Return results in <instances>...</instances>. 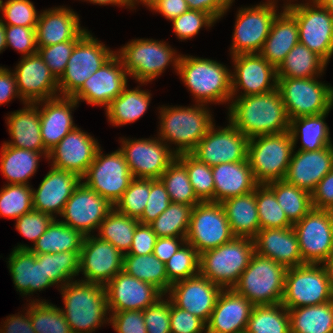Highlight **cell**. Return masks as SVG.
Instances as JSON below:
<instances>
[{
  "instance_id": "obj_1",
  "label": "cell",
  "mask_w": 333,
  "mask_h": 333,
  "mask_svg": "<svg viewBox=\"0 0 333 333\" xmlns=\"http://www.w3.org/2000/svg\"><path fill=\"white\" fill-rule=\"evenodd\" d=\"M229 107V121L249 139L289 131L290 119L278 88L238 96Z\"/></svg>"
},
{
  "instance_id": "obj_2",
  "label": "cell",
  "mask_w": 333,
  "mask_h": 333,
  "mask_svg": "<svg viewBox=\"0 0 333 333\" xmlns=\"http://www.w3.org/2000/svg\"><path fill=\"white\" fill-rule=\"evenodd\" d=\"M60 289L65 305L61 311L72 333H92L105 321L110 323L105 320L109 309L103 285L75 280Z\"/></svg>"
},
{
  "instance_id": "obj_3",
  "label": "cell",
  "mask_w": 333,
  "mask_h": 333,
  "mask_svg": "<svg viewBox=\"0 0 333 333\" xmlns=\"http://www.w3.org/2000/svg\"><path fill=\"white\" fill-rule=\"evenodd\" d=\"M231 73L210 59L180 55L177 74L199 104L232 100Z\"/></svg>"
},
{
  "instance_id": "obj_4",
  "label": "cell",
  "mask_w": 333,
  "mask_h": 333,
  "mask_svg": "<svg viewBox=\"0 0 333 333\" xmlns=\"http://www.w3.org/2000/svg\"><path fill=\"white\" fill-rule=\"evenodd\" d=\"M194 107H161L159 138L177 145L174 153H191L213 125L212 116L205 104ZM167 141V142H166Z\"/></svg>"
},
{
  "instance_id": "obj_5",
  "label": "cell",
  "mask_w": 333,
  "mask_h": 333,
  "mask_svg": "<svg viewBox=\"0 0 333 333\" xmlns=\"http://www.w3.org/2000/svg\"><path fill=\"white\" fill-rule=\"evenodd\" d=\"M254 252L253 239L234 237L200 254L199 274L222 289H232L248 267Z\"/></svg>"
},
{
  "instance_id": "obj_6",
  "label": "cell",
  "mask_w": 333,
  "mask_h": 333,
  "mask_svg": "<svg viewBox=\"0 0 333 333\" xmlns=\"http://www.w3.org/2000/svg\"><path fill=\"white\" fill-rule=\"evenodd\" d=\"M287 268L254 252L248 267L232 288L253 305L282 303Z\"/></svg>"
},
{
  "instance_id": "obj_7",
  "label": "cell",
  "mask_w": 333,
  "mask_h": 333,
  "mask_svg": "<svg viewBox=\"0 0 333 333\" xmlns=\"http://www.w3.org/2000/svg\"><path fill=\"white\" fill-rule=\"evenodd\" d=\"M293 150L290 131L249 139L247 160L256 182L284 180Z\"/></svg>"
},
{
  "instance_id": "obj_8",
  "label": "cell",
  "mask_w": 333,
  "mask_h": 333,
  "mask_svg": "<svg viewBox=\"0 0 333 333\" xmlns=\"http://www.w3.org/2000/svg\"><path fill=\"white\" fill-rule=\"evenodd\" d=\"M121 48L116 54L120 57L127 74L141 84L161 75L170 62L178 71L180 55H176V51L163 41L135 39Z\"/></svg>"
},
{
  "instance_id": "obj_9",
  "label": "cell",
  "mask_w": 333,
  "mask_h": 333,
  "mask_svg": "<svg viewBox=\"0 0 333 333\" xmlns=\"http://www.w3.org/2000/svg\"><path fill=\"white\" fill-rule=\"evenodd\" d=\"M316 78H278L277 88L290 120L331 110L333 87Z\"/></svg>"
},
{
  "instance_id": "obj_10",
  "label": "cell",
  "mask_w": 333,
  "mask_h": 333,
  "mask_svg": "<svg viewBox=\"0 0 333 333\" xmlns=\"http://www.w3.org/2000/svg\"><path fill=\"white\" fill-rule=\"evenodd\" d=\"M305 263L287 268L282 305L287 309L327 303L333 300L322 265ZM322 266V267H321Z\"/></svg>"
},
{
  "instance_id": "obj_11",
  "label": "cell",
  "mask_w": 333,
  "mask_h": 333,
  "mask_svg": "<svg viewBox=\"0 0 333 333\" xmlns=\"http://www.w3.org/2000/svg\"><path fill=\"white\" fill-rule=\"evenodd\" d=\"M115 53L87 31L76 42L66 69L58 79V95L72 97Z\"/></svg>"
},
{
  "instance_id": "obj_12",
  "label": "cell",
  "mask_w": 333,
  "mask_h": 333,
  "mask_svg": "<svg viewBox=\"0 0 333 333\" xmlns=\"http://www.w3.org/2000/svg\"><path fill=\"white\" fill-rule=\"evenodd\" d=\"M297 20L299 43L320 56L326 63L333 55V15L318 1L312 4L284 5Z\"/></svg>"
},
{
  "instance_id": "obj_13",
  "label": "cell",
  "mask_w": 333,
  "mask_h": 333,
  "mask_svg": "<svg viewBox=\"0 0 333 333\" xmlns=\"http://www.w3.org/2000/svg\"><path fill=\"white\" fill-rule=\"evenodd\" d=\"M81 179H86L83 183L87 187L114 206L134 177L119 149L104 156L99 148L95 159Z\"/></svg>"
},
{
  "instance_id": "obj_14",
  "label": "cell",
  "mask_w": 333,
  "mask_h": 333,
  "mask_svg": "<svg viewBox=\"0 0 333 333\" xmlns=\"http://www.w3.org/2000/svg\"><path fill=\"white\" fill-rule=\"evenodd\" d=\"M234 237L221 203L206 201L193 207L186 242L199 254L217 248Z\"/></svg>"
},
{
  "instance_id": "obj_15",
  "label": "cell",
  "mask_w": 333,
  "mask_h": 333,
  "mask_svg": "<svg viewBox=\"0 0 333 333\" xmlns=\"http://www.w3.org/2000/svg\"><path fill=\"white\" fill-rule=\"evenodd\" d=\"M122 152L134 178L159 179L177 155L169 145L158 139L122 138Z\"/></svg>"
},
{
  "instance_id": "obj_16",
  "label": "cell",
  "mask_w": 333,
  "mask_h": 333,
  "mask_svg": "<svg viewBox=\"0 0 333 333\" xmlns=\"http://www.w3.org/2000/svg\"><path fill=\"white\" fill-rule=\"evenodd\" d=\"M214 126L215 124L210 127L191 154L211 167L221 163L246 161L249 138L230 121L224 128L216 130Z\"/></svg>"
},
{
  "instance_id": "obj_17",
  "label": "cell",
  "mask_w": 333,
  "mask_h": 333,
  "mask_svg": "<svg viewBox=\"0 0 333 333\" xmlns=\"http://www.w3.org/2000/svg\"><path fill=\"white\" fill-rule=\"evenodd\" d=\"M275 8L267 2L254 7L240 8L236 15L233 43L230 48L232 56L260 52L277 16Z\"/></svg>"
},
{
  "instance_id": "obj_18",
  "label": "cell",
  "mask_w": 333,
  "mask_h": 333,
  "mask_svg": "<svg viewBox=\"0 0 333 333\" xmlns=\"http://www.w3.org/2000/svg\"><path fill=\"white\" fill-rule=\"evenodd\" d=\"M304 263L322 264L333 254V232L326 209L312 208L293 224Z\"/></svg>"
},
{
  "instance_id": "obj_19",
  "label": "cell",
  "mask_w": 333,
  "mask_h": 333,
  "mask_svg": "<svg viewBox=\"0 0 333 333\" xmlns=\"http://www.w3.org/2000/svg\"><path fill=\"white\" fill-rule=\"evenodd\" d=\"M114 208L106 199L87 187L83 182L74 189L61 214L62 223L89 236L92 230L99 229L101 222Z\"/></svg>"
},
{
  "instance_id": "obj_20",
  "label": "cell",
  "mask_w": 333,
  "mask_h": 333,
  "mask_svg": "<svg viewBox=\"0 0 333 333\" xmlns=\"http://www.w3.org/2000/svg\"><path fill=\"white\" fill-rule=\"evenodd\" d=\"M123 255L110 242L99 237L85 236L79 260V272H83L84 282L105 286L116 274L123 270Z\"/></svg>"
},
{
  "instance_id": "obj_21",
  "label": "cell",
  "mask_w": 333,
  "mask_h": 333,
  "mask_svg": "<svg viewBox=\"0 0 333 333\" xmlns=\"http://www.w3.org/2000/svg\"><path fill=\"white\" fill-rule=\"evenodd\" d=\"M127 72L120 57L115 53L98 71L93 73L72 96L88 104L105 106L116 99L127 87Z\"/></svg>"
},
{
  "instance_id": "obj_22",
  "label": "cell",
  "mask_w": 333,
  "mask_h": 333,
  "mask_svg": "<svg viewBox=\"0 0 333 333\" xmlns=\"http://www.w3.org/2000/svg\"><path fill=\"white\" fill-rule=\"evenodd\" d=\"M232 60L235 66V72L231 73L232 98L241 87L244 94L240 96L244 97L277 89V69L259 53L237 54L232 56Z\"/></svg>"
},
{
  "instance_id": "obj_23",
  "label": "cell",
  "mask_w": 333,
  "mask_h": 333,
  "mask_svg": "<svg viewBox=\"0 0 333 333\" xmlns=\"http://www.w3.org/2000/svg\"><path fill=\"white\" fill-rule=\"evenodd\" d=\"M104 287L109 312L145 310L164 296L154 285L143 282L123 270Z\"/></svg>"
},
{
  "instance_id": "obj_24",
  "label": "cell",
  "mask_w": 333,
  "mask_h": 333,
  "mask_svg": "<svg viewBox=\"0 0 333 333\" xmlns=\"http://www.w3.org/2000/svg\"><path fill=\"white\" fill-rule=\"evenodd\" d=\"M20 100L40 104L57 97L58 80L37 53L23 57L14 70Z\"/></svg>"
},
{
  "instance_id": "obj_25",
  "label": "cell",
  "mask_w": 333,
  "mask_h": 333,
  "mask_svg": "<svg viewBox=\"0 0 333 333\" xmlns=\"http://www.w3.org/2000/svg\"><path fill=\"white\" fill-rule=\"evenodd\" d=\"M223 289L200 274L173 283L168 295L178 308L208 322L220 292Z\"/></svg>"
},
{
  "instance_id": "obj_26",
  "label": "cell",
  "mask_w": 333,
  "mask_h": 333,
  "mask_svg": "<svg viewBox=\"0 0 333 333\" xmlns=\"http://www.w3.org/2000/svg\"><path fill=\"white\" fill-rule=\"evenodd\" d=\"M99 148L92 136L75 127L49 151L47 159H52V167L73 172L82 178Z\"/></svg>"
},
{
  "instance_id": "obj_27",
  "label": "cell",
  "mask_w": 333,
  "mask_h": 333,
  "mask_svg": "<svg viewBox=\"0 0 333 333\" xmlns=\"http://www.w3.org/2000/svg\"><path fill=\"white\" fill-rule=\"evenodd\" d=\"M332 169L333 145L316 151L293 150L284 180L311 194L320 180Z\"/></svg>"
},
{
  "instance_id": "obj_28",
  "label": "cell",
  "mask_w": 333,
  "mask_h": 333,
  "mask_svg": "<svg viewBox=\"0 0 333 333\" xmlns=\"http://www.w3.org/2000/svg\"><path fill=\"white\" fill-rule=\"evenodd\" d=\"M254 305L233 289H223L204 333H245Z\"/></svg>"
},
{
  "instance_id": "obj_29",
  "label": "cell",
  "mask_w": 333,
  "mask_h": 333,
  "mask_svg": "<svg viewBox=\"0 0 333 333\" xmlns=\"http://www.w3.org/2000/svg\"><path fill=\"white\" fill-rule=\"evenodd\" d=\"M82 179L75 173L51 167L37 190L33 191V209L61 216L65 204Z\"/></svg>"
},
{
  "instance_id": "obj_30",
  "label": "cell",
  "mask_w": 333,
  "mask_h": 333,
  "mask_svg": "<svg viewBox=\"0 0 333 333\" xmlns=\"http://www.w3.org/2000/svg\"><path fill=\"white\" fill-rule=\"evenodd\" d=\"M79 21L78 14L63 6L43 11L36 26L37 46L78 41L87 32L80 27Z\"/></svg>"
},
{
  "instance_id": "obj_31",
  "label": "cell",
  "mask_w": 333,
  "mask_h": 333,
  "mask_svg": "<svg viewBox=\"0 0 333 333\" xmlns=\"http://www.w3.org/2000/svg\"><path fill=\"white\" fill-rule=\"evenodd\" d=\"M254 250L286 268L305 264L293 227L260 229L253 238Z\"/></svg>"
},
{
  "instance_id": "obj_32",
  "label": "cell",
  "mask_w": 333,
  "mask_h": 333,
  "mask_svg": "<svg viewBox=\"0 0 333 333\" xmlns=\"http://www.w3.org/2000/svg\"><path fill=\"white\" fill-rule=\"evenodd\" d=\"M44 106L40 112V131L44 147L50 151L75 127L72 109L78 102L72 97L58 96L40 101Z\"/></svg>"
},
{
  "instance_id": "obj_33",
  "label": "cell",
  "mask_w": 333,
  "mask_h": 333,
  "mask_svg": "<svg viewBox=\"0 0 333 333\" xmlns=\"http://www.w3.org/2000/svg\"><path fill=\"white\" fill-rule=\"evenodd\" d=\"M8 259L13 283L23 296L54 285L48 276H45L43 254H34L30 249L14 248Z\"/></svg>"
},
{
  "instance_id": "obj_34",
  "label": "cell",
  "mask_w": 333,
  "mask_h": 333,
  "mask_svg": "<svg viewBox=\"0 0 333 333\" xmlns=\"http://www.w3.org/2000/svg\"><path fill=\"white\" fill-rule=\"evenodd\" d=\"M214 202L253 192L258 185L248 160L221 163L212 167Z\"/></svg>"
},
{
  "instance_id": "obj_35",
  "label": "cell",
  "mask_w": 333,
  "mask_h": 333,
  "mask_svg": "<svg viewBox=\"0 0 333 333\" xmlns=\"http://www.w3.org/2000/svg\"><path fill=\"white\" fill-rule=\"evenodd\" d=\"M22 110L12 112L7 117L11 142L5 144L41 152L48 158L49 151L44 147L40 131V112L36 103H26Z\"/></svg>"
},
{
  "instance_id": "obj_36",
  "label": "cell",
  "mask_w": 333,
  "mask_h": 333,
  "mask_svg": "<svg viewBox=\"0 0 333 333\" xmlns=\"http://www.w3.org/2000/svg\"><path fill=\"white\" fill-rule=\"evenodd\" d=\"M297 43H299L297 20L289 11H283L273 20L269 35L259 54L277 69Z\"/></svg>"
},
{
  "instance_id": "obj_37",
  "label": "cell",
  "mask_w": 333,
  "mask_h": 333,
  "mask_svg": "<svg viewBox=\"0 0 333 333\" xmlns=\"http://www.w3.org/2000/svg\"><path fill=\"white\" fill-rule=\"evenodd\" d=\"M235 237L253 239L260 230L256 203V188L248 194L232 197L221 202Z\"/></svg>"
},
{
  "instance_id": "obj_38",
  "label": "cell",
  "mask_w": 333,
  "mask_h": 333,
  "mask_svg": "<svg viewBox=\"0 0 333 333\" xmlns=\"http://www.w3.org/2000/svg\"><path fill=\"white\" fill-rule=\"evenodd\" d=\"M84 237L79 231L54 219L33 247L21 244L15 249H30L34 254L81 251Z\"/></svg>"
},
{
  "instance_id": "obj_39",
  "label": "cell",
  "mask_w": 333,
  "mask_h": 333,
  "mask_svg": "<svg viewBox=\"0 0 333 333\" xmlns=\"http://www.w3.org/2000/svg\"><path fill=\"white\" fill-rule=\"evenodd\" d=\"M41 152L2 145L0 171L8 179V184H28V179L35 174Z\"/></svg>"
},
{
  "instance_id": "obj_40",
  "label": "cell",
  "mask_w": 333,
  "mask_h": 333,
  "mask_svg": "<svg viewBox=\"0 0 333 333\" xmlns=\"http://www.w3.org/2000/svg\"><path fill=\"white\" fill-rule=\"evenodd\" d=\"M324 112L318 115L302 116L290 120L289 131L293 140V148L296 146L299 133L301 134L302 145L299 151H316L321 148L333 145L330 138V131L324 122Z\"/></svg>"
},
{
  "instance_id": "obj_41",
  "label": "cell",
  "mask_w": 333,
  "mask_h": 333,
  "mask_svg": "<svg viewBox=\"0 0 333 333\" xmlns=\"http://www.w3.org/2000/svg\"><path fill=\"white\" fill-rule=\"evenodd\" d=\"M291 333H333V300L288 309Z\"/></svg>"
},
{
  "instance_id": "obj_42",
  "label": "cell",
  "mask_w": 333,
  "mask_h": 333,
  "mask_svg": "<svg viewBox=\"0 0 333 333\" xmlns=\"http://www.w3.org/2000/svg\"><path fill=\"white\" fill-rule=\"evenodd\" d=\"M150 99V92L139 88L129 90L126 87L106 108L108 121L113 126L137 121L147 111Z\"/></svg>"
},
{
  "instance_id": "obj_43",
  "label": "cell",
  "mask_w": 333,
  "mask_h": 333,
  "mask_svg": "<svg viewBox=\"0 0 333 333\" xmlns=\"http://www.w3.org/2000/svg\"><path fill=\"white\" fill-rule=\"evenodd\" d=\"M327 63L305 45L297 43L277 68L278 78H313L322 75ZM321 73V74H320Z\"/></svg>"
},
{
  "instance_id": "obj_44",
  "label": "cell",
  "mask_w": 333,
  "mask_h": 333,
  "mask_svg": "<svg viewBox=\"0 0 333 333\" xmlns=\"http://www.w3.org/2000/svg\"><path fill=\"white\" fill-rule=\"evenodd\" d=\"M123 271L137 279L152 284L164 295L172 285L167 278L165 263L153 253L144 255H123Z\"/></svg>"
},
{
  "instance_id": "obj_45",
  "label": "cell",
  "mask_w": 333,
  "mask_h": 333,
  "mask_svg": "<svg viewBox=\"0 0 333 333\" xmlns=\"http://www.w3.org/2000/svg\"><path fill=\"white\" fill-rule=\"evenodd\" d=\"M138 219L113 208L99 226V238L110 242L122 254L129 252Z\"/></svg>"
},
{
  "instance_id": "obj_46",
  "label": "cell",
  "mask_w": 333,
  "mask_h": 333,
  "mask_svg": "<svg viewBox=\"0 0 333 333\" xmlns=\"http://www.w3.org/2000/svg\"><path fill=\"white\" fill-rule=\"evenodd\" d=\"M245 333H291L288 309L282 303L254 305Z\"/></svg>"
},
{
  "instance_id": "obj_47",
  "label": "cell",
  "mask_w": 333,
  "mask_h": 333,
  "mask_svg": "<svg viewBox=\"0 0 333 333\" xmlns=\"http://www.w3.org/2000/svg\"><path fill=\"white\" fill-rule=\"evenodd\" d=\"M267 185L274 191L280 207L292 224L300 221L313 208L311 194L307 191L285 180L272 181Z\"/></svg>"
},
{
  "instance_id": "obj_48",
  "label": "cell",
  "mask_w": 333,
  "mask_h": 333,
  "mask_svg": "<svg viewBox=\"0 0 333 333\" xmlns=\"http://www.w3.org/2000/svg\"><path fill=\"white\" fill-rule=\"evenodd\" d=\"M159 179L164 184L172 203L195 206L201 202L194 193L185 166L177 158Z\"/></svg>"
},
{
  "instance_id": "obj_49",
  "label": "cell",
  "mask_w": 333,
  "mask_h": 333,
  "mask_svg": "<svg viewBox=\"0 0 333 333\" xmlns=\"http://www.w3.org/2000/svg\"><path fill=\"white\" fill-rule=\"evenodd\" d=\"M193 207L171 202L149 225L157 237H186Z\"/></svg>"
},
{
  "instance_id": "obj_50",
  "label": "cell",
  "mask_w": 333,
  "mask_h": 333,
  "mask_svg": "<svg viewBox=\"0 0 333 333\" xmlns=\"http://www.w3.org/2000/svg\"><path fill=\"white\" fill-rule=\"evenodd\" d=\"M49 302L34 300L29 303V316L36 333H72L60 308Z\"/></svg>"
},
{
  "instance_id": "obj_51",
  "label": "cell",
  "mask_w": 333,
  "mask_h": 333,
  "mask_svg": "<svg viewBox=\"0 0 333 333\" xmlns=\"http://www.w3.org/2000/svg\"><path fill=\"white\" fill-rule=\"evenodd\" d=\"M256 203L260 229L293 227L267 184L256 186Z\"/></svg>"
},
{
  "instance_id": "obj_52",
  "label": "cell",
  "mask_w": 333,
  "mask_h": 333,
  "mask_svg": "<svg viewBox=\"0 0 333 333\" xmlns=\"http://www.w3.org/2000/svg\"><path fill=\"white\" fill-rule=\"evenodd\" d=\"M81 251H67L43 254V270L45 276L55 285L66 283L79 275V260ZM72 279V280H71Z\"/></svg>"
},
{
  "instance_id": "obj_53",
  "label": "cell",
  "mask_w": 333,
  "mask_h": 333,
  "mask_svg": "<svg viewBox=\"0 0 333 333\" xmlns=\"http://www.w3.org/2000/svg\"><path fill=\"white\" fill-rule=\"evenodd\" d=\"M186 168L195 195L201 202H214L212 167L198 160L191 153L176 157Z\"/></svg>"
},
{
  "instance_id": "obj_54",
  "label": "cell",
  "mask_w": 333,
  "mask_h": 333,
  "mask_svg": "<svg viewBox=\"0 0 333 333\" xmlns=\"http://www.w3.org/2000/svg\"><path fill=\"white\" fill-rule=\"evenodd\" d=\"M33 189L25 184H7L0 190V216L17 219L33 209Z\"/></svg>"
},
{
  "instance_id": "obj_55",
  "label": "cell",
  "mask_w": 333,
  "mask_h": 333,
  "mask_svg": "<svg viewBox=\"0 0 333 333\" xmlns=\"http://www.w3.org/2000/svg\"><path fill=\"white\" fill-rule=\"evenodd\" d=\"M200 254L188 242L165 263L168 281L175 282L194 277L199 274Z\"/></svg>"
},
{
  "instance_id": "obj_56",
  "label": "cell",
  "mask_w": 333,
  "mask_h": 333,
  "mask_svg": "<svg viewBox=\"0 0 333 333\" xmlns=\"http://www.w3.org/2000/svg\"><path fill=\"white\" fill-rule=\"evenodd\" d=\"M150 194V179L134 178L114 208L129 217L139 219Z\"/></svg>"
},
{
  "instance_id": "obj_57",
  "label": "cell",
  "mask_w": 333,
  "mask_h": 333,
  "mask_svg": "<svg viewBox=\"0 0 333 333\" xmlns=\"http://www.w3.org/2000/svg\"><path fill=\"white\" fill-rule=\"evenodd\" d=\"M4 25L36 27L39 14L30 0H7L2 4Z\"/></svg>"
},
{
  "instance_id": "obj_58",
  "label": "cell",
  "mask_w": 333,
  "mask_h": 333,
  "mask_svg": "<svg viewBox=\"0 0 333 333\" xmlns=\"http://www.w3.org/2000/svg\"><path fill=\"white\" fill-rule=\"evenodd\" d=\"M171 21L174 33L181 40L190 39L203 26L210 27L216 22L210 14L198 10H188Z\"/></svg>"
},
{
  "instance_id": "obj_59",
  "label": "cell",
  "mask_w": 333,
  "mask_h": 333,
  "mask_svg": "<svg viewBox=\"0 0 333 333\" xmlns=\"http://www.w3.org/2000/svg\"><path fill=\"white\" fill-rule=\"evenodd\" d=\"M76 42L65 41L47 47H38V54L57 80L64 73Z\"/></svg>"
},
{
  "instance_id": "obj_60",
  "label": "cell",
  "mask_w": 333,
  "mask_h": 333,
  "mask_svg": "<svg viewBox=\"0 0 333 333\" xmlns=\"http://www.w3.org/2000/svg\"><path fill=\"white\" fill-rule=\"evenodd\" d=\"M6 47L10 46L26 57L37 53L36 27L5 25Z\"/></svg>"
},
{
  "instance_id": "obj_61",
  "label": "cell",
  "mask_w": 333,
  "mask_h": 333,
  "mask_svg": "<svg viewBox=\"0 0 333 333\" xmlns=\"http://www.w3.org/2000/svg\"><path fill=\"white\" fill-rule=\"evenodd\" d=\"M171 203L168 192L160 179H150V194L139 223H152Z\"/></svg>"
},
{
  "instance_id": "obj_62",
  "label": "cell",
  "mask_w": 333,
  "mask_h": 333,
  "mask_svg": "<svg viewBox=\"0 0 333 333\" xmlns=\"http://www.w3.org/2000/svg\"><path fill=\"white\" fill-rule=\"evenodd\" d=\"M54 219H56V216L52 217L49 214L32 209L16 219L15 228L35 244Z\"/></svg>"
},
{
  "instance_id": "obj_63",
  "label": "cell",
  "mask_w": 333,
  "mask_h": 333,
  "mask_svg": "<svg viewBox=\"0 0 333 333\" xmlns=\"http://www.w3.org/2000/svg\"><path fill=\"white\" fill-rule=\"evenodd\" d=\"M147 333H171L170 299L160 298L155 304L143 310Z\"/></svg>"
},
{
  "instance_id": "obj_64",
  "label": "cell",
  "mask_w": 333,
  "mask_h": 333,
  "mask_svg": "<svg viewBox=\"0 0 333 333\" xmlns=\"http://www.w3.org/2000/svg\"><path fill=\"white\" fill-rule=\"evenodd\" d=\"M171 333H203L206 323L190 312L176 307L170 300Z\"/></svg>"
},
{
  "instance_id": "obj_65",
  "label": "cell",
  "mask_w": 333,
  "mask_h": 333,
  "mask_svg": "<svg viewBox=\"0 0 333 333\" xmlns=\"http://www.w3.org/2000/svg\"><path fill=\"white\" fill-rule=\"evenodd\" d=\"M111 314L109 322L117 333H147L143 310H125Z\"/></svg>"
},
{
  "instance_id": "obj_66",
  "label": "cell",
  "mask_w": 333,
  "mask_h": 333,
  "mask_svg": "<svg viewBox=\"0 0 333 333\" xmlns=\"http://www.w3.org/2000/svg\"><path fill=\"white\" fill-rule=\"evenodd\" d=\"M157 238L150 225L138 223L127 254L144 255L153 253Z\"/></svg>"
},
{
  "instance_id": "obj_67",
  "label": "cell",
  "mask_w": 333,
  "mask_h": 333,
  "mask_svg": "<svg viewBox=\"0 0 333 333\" xmlns=\"http://www.w3.org/2000/svg\"><path fill=\"white\" fill-rule=\"evenodd\" d=\"M311 202L317 209L333 207V169L317 184L311 193Z\"/></svg>"
},
{
  "instance_id": "obj_68",
  "label": "cell",
  "mask_w": 333,
  "mask_h": 333,
  "mask_svg": "<svg viewBox=\"0 0 333 333\" xmlns=\"http://www.w3.org/2000/svg\"><path fill=\"white\" fill-rule=\"evenodd\" d=\"M234 0H186L189 10L210 14L216 21L230 8Z\"/></svg>"
},
{
  "instance_id": "obj_69",
  "label": "cell",
  "mask_w": 333,
  "mask_h": 333,
  "mask_svg": "<svg viewBox=\"0 0 333 333\" xmlns=\"http://www.w3.org/2000/svg\"><path fill=\"white\" fill-rule=\"evenodd\" d=\"M185 242L186 237H158L153 254L163 263H166Z\"/></svg>"
},
{
  "instance_id": "obj_70",
  "label": "cell",
  "mask_w": 333,
  "mask_h": 333,
  "mask_svg": "<svg viewBox=\"0 0 333 333\" xmlns=\"http://www.w3.org/2000/svg\"><path fill=\"white\" fill-rule=\"evenodd\" d=\"M14 96H20L14 72L0 67V105L8 103L15 98Z\"/></svg>"
},
{
  "instance_id": "obj_71",
  "label": "cell",
  "mask_w": 333,
  "mask_h": 333,
  "mask_svg": "<svg viewBox=\"0 0 333 333\" xmlns=\"http://www.w3.org/2000/svg\"><path fill=\"white\" fill-rule=\"evenodd\" d=\"M26 311L25 316L21 314L7 317L0 333H36L30 321L28 309Z\"/></svg>"
},
{
  "instance_id": "obj_72",
  "label": "cell",
  "mask_w": 333,
  "mask_h": 333,
  "mask_svg": "<svg viewBox=\"0 0 333 333\" xmlns=\"http://www.w3.org/2000/svg\"><path fill=\"white\" fill-rule=\"evenodd\" d=\"M151 10L159 12L171 21L187 12L189 8L186 0H161Z\"/></svg>"
},
{
  "instance_id": "obj_73",
  "label": "cell",
  "mask_w": 333,
  "mask_h": 333,
  "mask_svg": "<svg viewBox=\"0 0 333 333\" xmlns=\"http://www.w3.org/2000/svg\"><path fill=\"white\" fill-rule=\"evenodd\" d=\"M322 266L326 271L329 286L333 294V254L322 263Z\"/></svg>"
},
{
  "instance_id": "obj_74",
  "label": "cell",
  "mask_w": 333,
  "mask_h": 333,
  "mask_svg": "<svg viewBox=\"0 0 333 333\" xmlns=\"http://www.w3.org/2000/svg\"><path fill=\"white\" fill-rule=\"evenodd\" d=\"M87 1V0H86ZM89 2L93 4H99V5H121V6H129V8L132 7V0H88Z\"/></svg>"
},
{
  "instance_id": "obj_75",
  "label": "cell",
  "mask_w": 333,
  "mask_h": 333,
  "mask_svg": "<svg viewBox=\"0 0 333 333\" xmlns=\"http://www.w3.org/2000/svg\"><path fill=\"white\" fill-rule=\"evenodd\" d=\"M6 48L5 25L0 18V53Z\"/></svg>"
},
{
  "instance_id": "obj_76",
  "label": "cell",
  "mask_w": 333,
  "mask_h": 333,
  "mask_svg": "<svg viewBox=\"0 0 333 333\" xmlns=\"http://www.w3.org/2000/svg\"><path fill=\"white\" fill-rule=\"evenodd\" d=\"M161 0H132V8L134 7V5H136V2H141L145 5H147V7H149L150 9H152L157 3H159Z\"/></svg>"
},
{
  "instance_id": "obj_77",
  "label": "cell",
  "mask_w": 333,
  "mask_h": 333,
  "mask_svg": "<svg viewBox=\"0 0 333 333\" xmlns=\"http://www.w3.org/2000/svg\"><path fill=\"white\" fill-rule=\"evenodd\" d=\"M317 1L333 15V0H317Z\"/></svg>"
},
{
  "instance_id": "obj_78",
  "label": "cell",
  "mask_w": 333,
  "mask_h": 333,
  "mask_svg": "<svg viewBox=\"0 0 333 333\" xmlns=\"http://www.w3.org/2000/svg\"><path fill=\"white\" fill-rule=\"evenodd\" d=\"M326 211L328 212V215L330 217L331 230L333 232V207L327 208Z\"/></svg>"
},
{
  "instance_id": "obj_79",
  "label": "cell",
  "mask_w": 333,
  "mask_h": 333,
  "mask_svg": "<svg viewBox=\"0 0 333 333\" xmlns=\"http://www.w3.org/2000/svg\"><path fill=\"white\" fill-rule=\"evenodd\" d=\"M317 0H312V2L311 3H313V2H316ZM267 3H270L271 5H273L274 7H277L276 5H275V1L273 0H268V2Z\"/></svg>"
},
{
  "instance_id": "obj_80",
  "label": "cell",
  "mask_w": 333,
  "mask_h": 333,
  "mask_svg": "<svg viewBox=\"0 0 333 333\" xmlns=\"http://www.w3.org/2000/svg\"><path fill=\"white\" fill-rule=\"evenodd\" d=\"M2 4H3V0H0V11H1V8H2Z\"/></svg>"
}]
</instances>
